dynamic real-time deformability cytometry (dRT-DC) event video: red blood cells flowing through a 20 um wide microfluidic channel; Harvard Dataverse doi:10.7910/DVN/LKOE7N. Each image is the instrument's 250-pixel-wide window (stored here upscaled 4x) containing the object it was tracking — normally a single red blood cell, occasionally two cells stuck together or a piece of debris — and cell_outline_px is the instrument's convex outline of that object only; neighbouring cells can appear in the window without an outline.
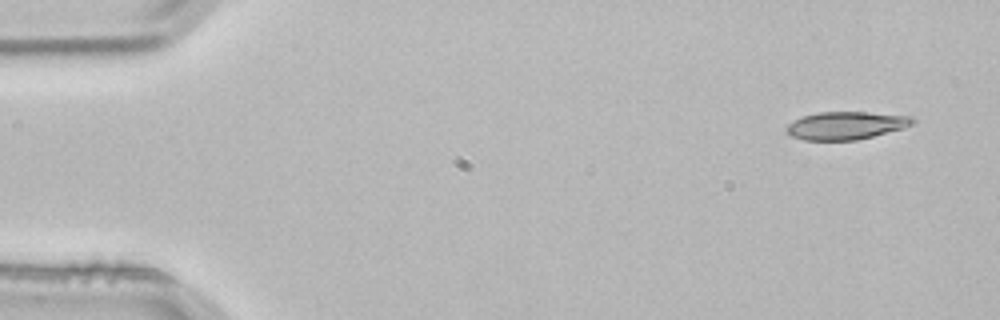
{"species": "common noctule bat (a hibernating species)", "species_latin": "Nyctalus noctula", "temperature_condition": "room temperature", "stored_images_in_passage": 3, "camera_frame_rate_fps": 3000, "um_per_image_px": 0.085, "animal": {"sex": "male", "body_mass_g": 21.5, "forearm_length_mm": 52.0}, "frame": {"image": 1, "passage_image": 1, "time_ms": 0.0, "image_size_px": [1000, 320], "cell_outline_px": [[916, 120], [912, 124], [904, 128], [856, 140], [804, 140], [792, 136], [788, 132], [788, 124], [804, 116], [820, 112], [868, 112], [912, 116]], "centroid_in_image_um": [71.96, 10.66], "position_along_channel_um": 13.0, "area_um2": 20.17}}
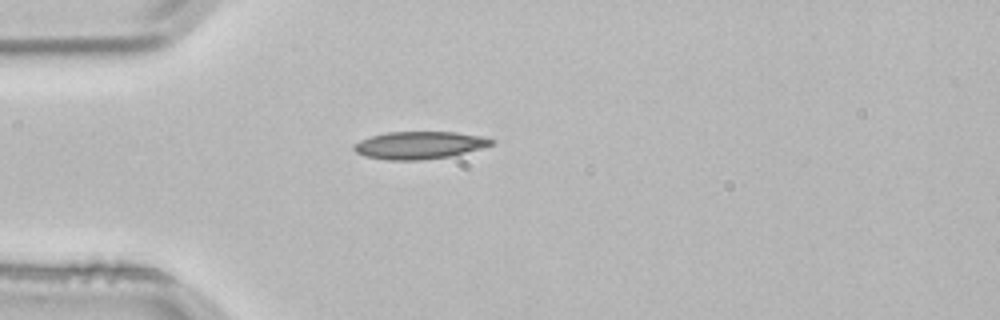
{"frame": {"image": 2, "passage_image": 3, "time_ms": 0.667, "image_size_px": [1000, 320], "cell_outline_px": [[496, 144], [452, 156], [420, 160], [388, 160], [364, 156], [356, 152], [352, 148], [360, 140], [372, 136], [388, 132], [456, 132], [480, 136], [496, 140]], "centroid_in_image_um": [35.68, 12.34], "position_along_channel_um": 49.3, "area_um2": 22.02}}